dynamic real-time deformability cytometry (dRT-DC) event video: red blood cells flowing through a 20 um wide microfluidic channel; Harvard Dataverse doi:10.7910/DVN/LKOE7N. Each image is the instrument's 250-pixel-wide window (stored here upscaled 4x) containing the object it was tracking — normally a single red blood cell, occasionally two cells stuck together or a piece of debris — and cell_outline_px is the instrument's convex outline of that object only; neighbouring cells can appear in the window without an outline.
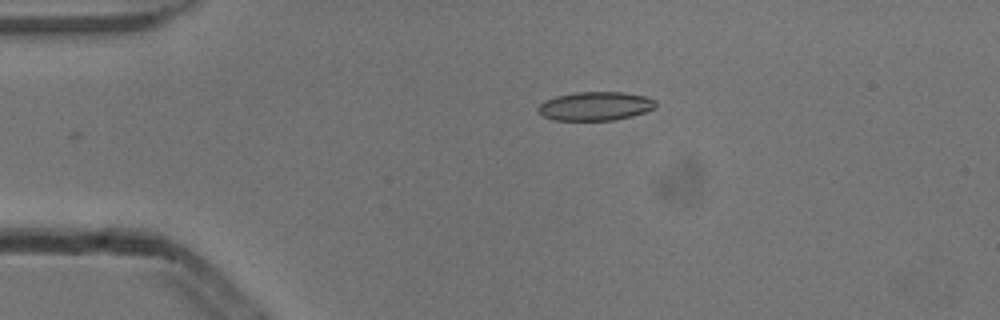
{"species": "common noctule bat (a hibernating species)", "species_latin": "Nyctalus noctula", "temperature_condition": "cold", "stored_images_in_passage": 32, "camera_frame_rate_fps": 3000, "um_per_image_px": 0.085, "animal": {"sex": "male", "body_mass_g": 13.3}, "frame": {"image": 1, "passage_image": 1, "time_ms": 0.0, "image_size_px": [1000, 320], "cell_outline_px": [[656, 108], [632, 116], [616, 120], [552, 120], [544, 116], [536, 108], [544, 100], [556, 96], [576, 92], [624, 92], [644, 96], [656, 100]], "centroid_in_image_um": [50.61, 9.02], "position_along_channel_um": 34.4, "area_um2": 19.77}}
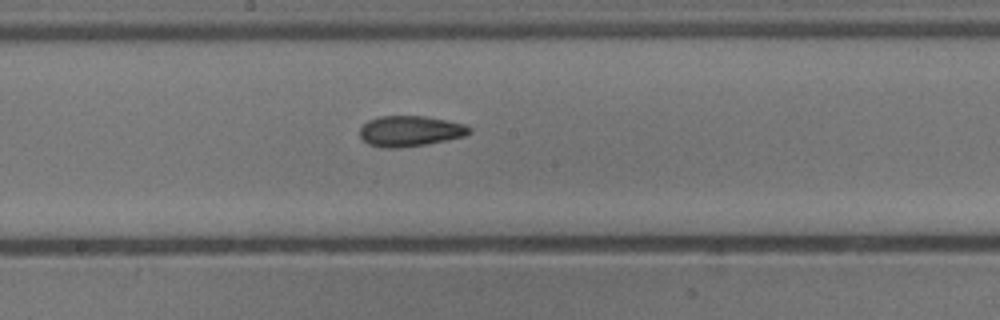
{"frame": {"image": 2, "passage_image": 18, "time_ms": 5.667, "image_size_px": [1000, 320], "cell_outline_px": [[472, 132], [464, 136], [428, 144], [400, 148], [384, 148], [368, 144], [360, 136], [360, 128], [368, 120], [380, 116], [424, 116], [464, 124], [472, 128]], "centroid_in_image_um": [34.86, 11.15], "position_along_channel_um": 213.3, "area_um2": 19.54}}
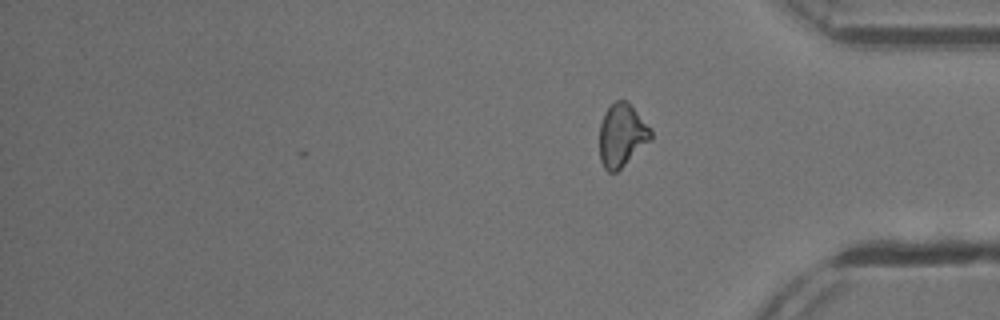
{"frame": {"image": 3, "passage_image": 32, "time_ms": 10.333, "image_size_px": [1000, 320], "cell_outline_px": [[652, 140], [616, 172], [608, 172], [604, 168], [600, 160], [600, 124], [604, 112], [616, 100], [624, 100], [652, 128]], "centroid_in_image_um": [52.86, 11.52], "position_along_channel_um": 382.3, "area_um2": 18.73}, "authors_computed_cell_mechanics": {"area_um2": 19.2474, "velocity_mm_per_s": 3.8548, "shape_relaxation_time_tau1_ms": 9.2022, "shape_relaxation_time_tau2_ms": 4.3425, "deformation_change_tau1": 0.1743, "deformation_change_tau2": 0.1061}}